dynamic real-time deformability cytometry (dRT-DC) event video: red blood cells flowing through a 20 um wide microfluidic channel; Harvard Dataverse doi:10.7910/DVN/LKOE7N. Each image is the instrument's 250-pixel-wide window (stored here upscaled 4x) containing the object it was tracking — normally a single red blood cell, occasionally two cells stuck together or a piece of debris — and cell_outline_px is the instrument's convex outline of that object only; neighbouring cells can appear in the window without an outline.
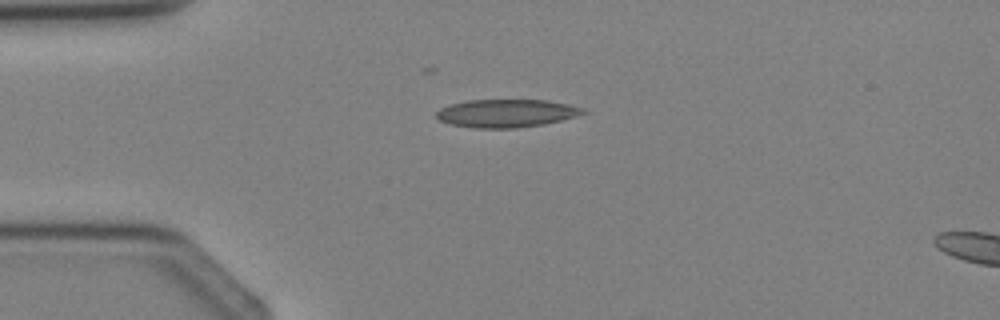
{"species": "Egyptian fruit bat (a non-hibernating species)", "species_latin": "Rousettus aegyptiacus", "temperature_condition": "cold", "stored_images_in_passage": 3, "segment_of_instrument_passage": [1, 2], "camera_frame_rate_fps": 3000, "um_per_image_px": 0.085, "animal": {"sex": "female"}, "frame": {"image": 1, "passage_image": 2, "time_ms": 1.0, "image_size_px": [1000, 320], "cell_outline_px": [[588, 112], [576, 116], [544, 124], [516, 128], [476, 128], [452, 124], [440, 120], [436, 116], [436, 112], [440, 108], [448, 104], [468, 100], [548, 100], [568, 104], [584, 108]], "centroid_in_image_um": [43.05, 9.62], "position_along_channel_um": 42.0, "area_um2": 23.93}}